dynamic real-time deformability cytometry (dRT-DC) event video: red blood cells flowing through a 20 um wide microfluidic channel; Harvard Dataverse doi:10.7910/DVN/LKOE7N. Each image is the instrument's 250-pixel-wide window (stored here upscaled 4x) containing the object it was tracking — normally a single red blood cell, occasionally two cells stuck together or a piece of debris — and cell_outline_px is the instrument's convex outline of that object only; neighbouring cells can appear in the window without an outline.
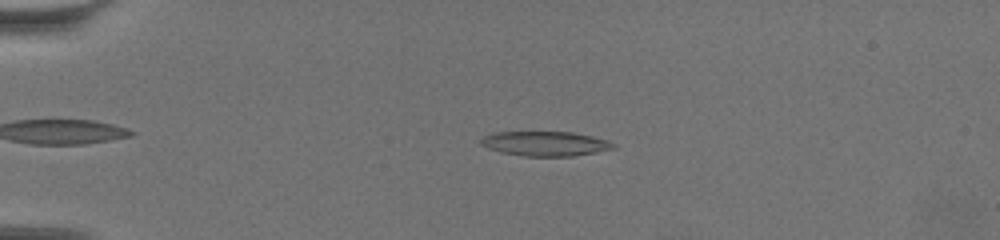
{"species": "common noctule bat (a hibernating species)", "species_latin": "Nyctalus noctula", "temperature_condition": "warm", "stored_images_in_passage": 62, "camera_frame_rate_fps": 3000, "um_per_image_px": 0.085, "animal": {"sex": "female", "body_mass_g": 19.5, "forearm_length_mm": 54.1}, "frame": {"image": 1, "passage_image": 15, "time_ms": 4.667, "image_size_px": [1000, 240], "cell_outline_px": [[616, 148], [596, 152], [572, 156], [524, 156], [500, 152], [488, 148], [480, 144], [480, 140], [484, 136], [496, 132], [572, 132], [592, 136], [608, 140], [616, 144]], "centroid_in_image_um": [46.36, 12.21], "position_along_channel_um": 38.6, "area_um2": 19.02}}
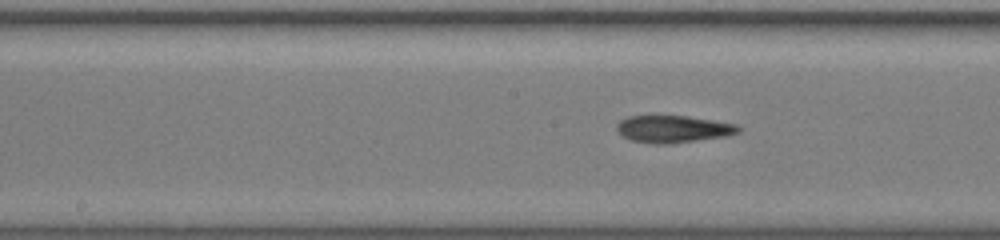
{"frame": {"image": 2, "passage_image": 33, "time_ms": 10.667, "image_size_px": [1000, 240], "cell_outline_px": [[740, 132], [728, 136], [672, 144], [652, 144], [632, 140], [624, 136], [616, 128], [616, 124], [620, 120], [628, 116], [688, 116], [736, 124], [740, 128]], "centroid_in_image_um": [57.24, 10.97], "position_along_channel_um": 191.0, "area_um2": 19.31}}
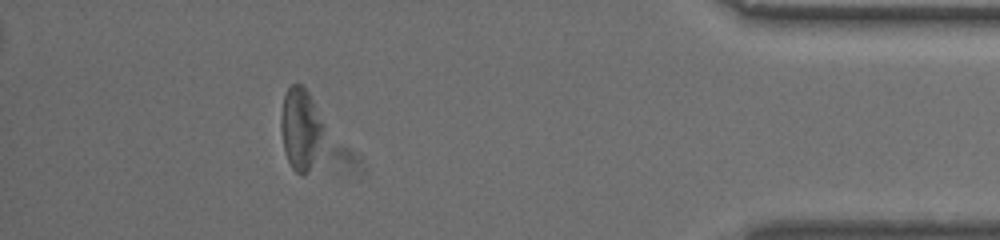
{"frame": {"image": 3, "passage_image": 56, "time_ms": 18.333, "image_size_px": [1000, 240], "cell_outline_px": [[324, 132], [308, 172], [300, 176], [292, 168], [284, 152], [280, 128], [280, 116], [284, 96], [288, 88], [292, 84], [300, 84], [308, 92], [324, 124]], "centroid_in_image_um": [25.52, 10.92], "position_along_channel_um": 409.7, "area_um2": 20.23}, "authors_computed_cell_mechanics": {"area_um2": 19.7965, "velocity_mm_per_s": 3.4146, "shape_relaxation_time_tau1_ms": 4.6899, "shape_relaxation_time_tau2_ms": 3.7692, "deformation_change_tau1": 0.1412, "deformation_change_tau2": 0.1415}}